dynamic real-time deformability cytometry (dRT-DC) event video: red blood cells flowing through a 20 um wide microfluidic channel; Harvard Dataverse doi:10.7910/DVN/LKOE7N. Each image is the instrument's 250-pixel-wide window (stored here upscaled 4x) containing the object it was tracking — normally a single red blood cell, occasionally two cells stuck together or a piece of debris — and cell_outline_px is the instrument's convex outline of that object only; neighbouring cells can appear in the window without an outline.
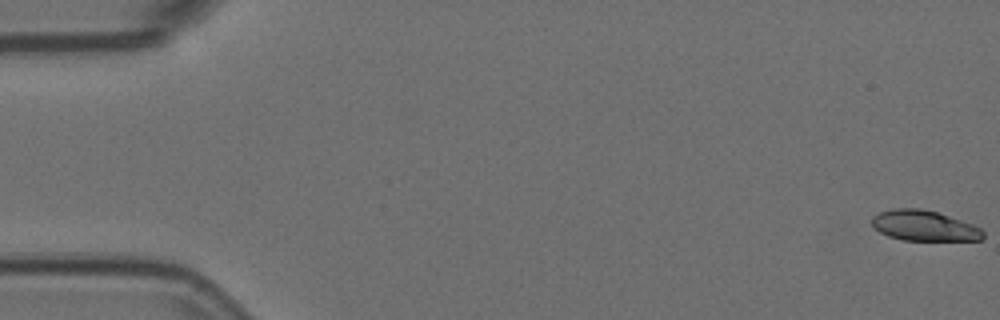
{"species": "Egyptian fruit bat (a non-hibernating species)", "species_latin": "Rousettus aegyptiacus", "temperature_condition": "room temperature", "stored_images_in_passage": 7, "camera_frame_rate_fps": 3000, "um_per_image_px": 0.085, "animal": {"sex": "female"}, "frame": {"image": 1, "passage_image": 1, "time_ms": 0.0, "image_size_px": [1000, 320], "cell_outline_px": [[984, 236], [980, 240], [904, 240], [888, 236], [880, 232], [872, 224], [872, 216], [880, 212], [892, 208], [920, 208], [936, 212], [972, 224], [980, 228], [984, 232]], "centroid_in_image_um": [78.53, 19.18], "position_along_channel_um": 6.5, "area_um2": 19.54}}
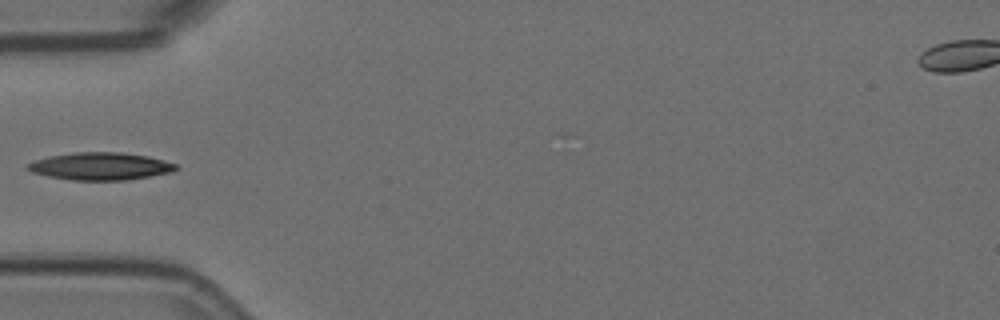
{"frame": {"image": 2, "passage_image": 6, "time_ms": 1.667, "image_size_px": [1000, 320], "cell_outline_px": [[180, 168], [172, 172], [124, 180], [72, 180], [48, 176], [32, 172], [24, 168], [24, 164], [48, 156], [72, 152], [120, 152], [148, 156], [164, 160], [176, 164]], "centroid_in_image_um": [8.5, 14.12], "position_along_channel_um": 76.5, "area_um2": 23.87}}
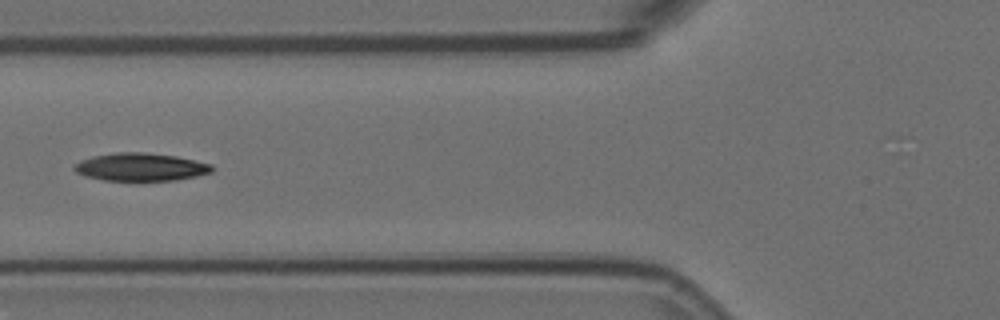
{"frame": {"image": 3, "passage_image": 7, "time_ms": 2.0, "image_size_px": [1000, 320], "cell_outline_px": [[212, 172], [196, 176], [176, 180], [104, 180], [84, 176], [76, 172], [72, 168], [80, 160], [92, 156], [116, 152], [144, 152], [176, 156], [212, 164]], "centroid_in_image_um": [11.93, 14.19], "position_along_channel_um": 113.9, "area_um2": 22.31}}